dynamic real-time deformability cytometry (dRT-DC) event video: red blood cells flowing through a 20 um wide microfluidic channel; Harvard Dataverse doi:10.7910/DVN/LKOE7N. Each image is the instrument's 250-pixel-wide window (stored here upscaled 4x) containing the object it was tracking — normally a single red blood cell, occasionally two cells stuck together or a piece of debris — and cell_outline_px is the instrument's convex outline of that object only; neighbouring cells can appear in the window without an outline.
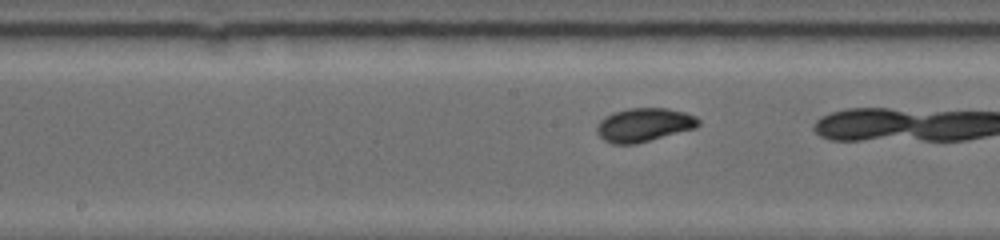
{"species": "common noctule bat (a hibernating species)", "species_latin": "Nyctalus noctula", "temperature_condition": "warm", "stored_images_in_passage": 36, "camera_frame_rate_fps": 5000, "um_per_image_px": 0.085, "animal": {"sex": "female", "body_mass_g": 19.0, "forearm_length_mm": 53.3}, "frame": {"image": 1, "passage_image": 16, "time_ms": 3.8, "image_size_px": [1000, 240], "cell_outline_px": [[700, 124], [696, 128], [636, 144], [612, 144], [604, 140], [596, 132], [596, 124], [604, 116], [612, 112], [628, 108], [668, 108], [684, 112], [696, 116], [700, 120]], "centroid_in_image_um": [54.72, 10.61], "position_along_channel_um": 193.5, "area_um2": 20.17}}